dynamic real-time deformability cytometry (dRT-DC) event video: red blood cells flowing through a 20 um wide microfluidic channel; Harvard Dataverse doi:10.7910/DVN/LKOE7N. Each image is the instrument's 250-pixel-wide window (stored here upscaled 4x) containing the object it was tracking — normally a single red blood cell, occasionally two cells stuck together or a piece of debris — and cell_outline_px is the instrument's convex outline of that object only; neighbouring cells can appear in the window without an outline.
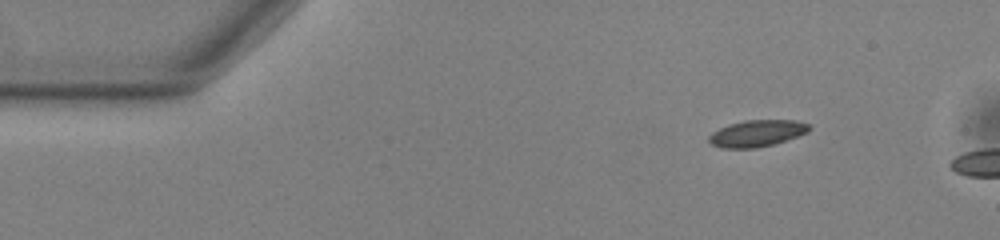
{"species": "common noctule bat (a hibernating species)", "species_latin": "Nyctalus noctula", "temperature_condition": "warm", "stored_images_in_passage": 5, "camera_frame_rate_fps": 3000, "um_per_image_px": 0.085, "animal": {"sex": "male", "body_mass_g": 13.0, "forearm_length_mm": 53.1}, "frame": {"image": 1, "passage_image": 1, "time_ms": 0.0, "image_size_px": [1000, 240], "cell_outline_px": [[812, 128], [808, 132], [772, 144], [756, 148], [720, 148], [712, 144], [708, 140], [708, 136], [712, 132], [728, 124], [744, 120], [796, 120], [808, 124]], "centroid_in_image_um": [64.31, 11.32], "position_along_channel_um": 20.7, "area_um2": 15.49}}